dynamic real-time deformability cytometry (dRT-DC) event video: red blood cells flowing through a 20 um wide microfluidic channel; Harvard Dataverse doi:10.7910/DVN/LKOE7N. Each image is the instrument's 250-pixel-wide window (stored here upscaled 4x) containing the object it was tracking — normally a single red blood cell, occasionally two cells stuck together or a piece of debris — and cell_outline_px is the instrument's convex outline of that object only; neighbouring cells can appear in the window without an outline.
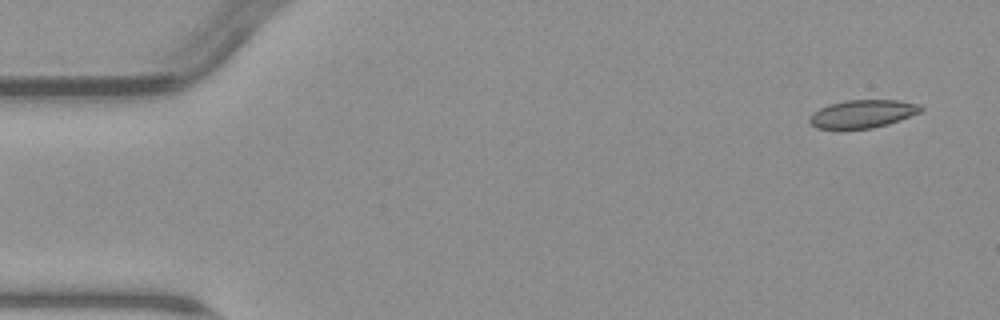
{"species": "common noctule bat (a hibernating species)", "species_latin": "Nyctalus noctula", "temperature_condition": "warm", "stored_images_in_passage": 5, "camera_frame_rate_fps": 3000, "um_per_image_px": 0.085, "animal": {"sex": "male", "body_mass_g": 23.1, "forearm_length_mm": 52.7}, "frame": {"image": 1, "passage_image": 1, "time_ms": 0.0, "image_size_px": [1000, 320], "cell_outline_px": [[924, 108], [920, 112], [900, 120], [888, 124], [872, 128], [816, 128], [808, 120], [808, 116], [812, 112], [828, 104], [844, 100], [900, 100], [920, 104]], "centroid_in_image_um": [73.32, 9.66], "position_along_channel_um": 11.7, "area_um2": 18.21}}
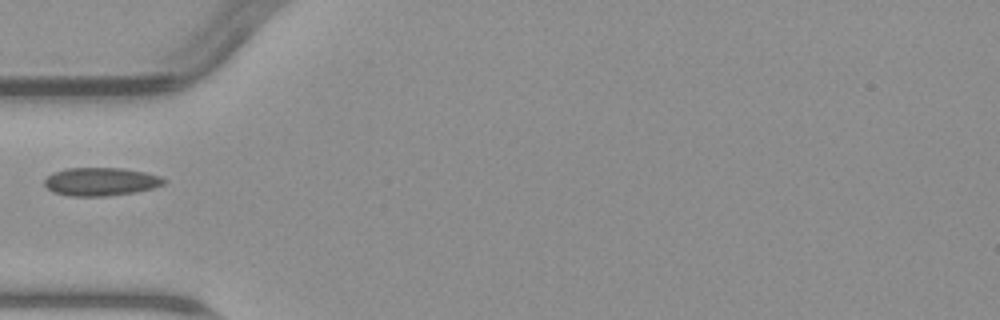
{"frame": {"image": 2, "passage_image": 5, "time_ms": 5.0, "image_size_px": [1000, 320], "cell_outline_px": [[168, 180], [164, 184], [152, 188], [136, 192], [104, 196], [72, 196], [52, 192], [44, 184], [44, 180], [52, 172], [64, 168], [124, 168], [144, 172], [160, 176]], "centroid_in_image_um": [8.56, 15.43], "position_along_channel_um": 76.4, "area_um2": 19.71}}